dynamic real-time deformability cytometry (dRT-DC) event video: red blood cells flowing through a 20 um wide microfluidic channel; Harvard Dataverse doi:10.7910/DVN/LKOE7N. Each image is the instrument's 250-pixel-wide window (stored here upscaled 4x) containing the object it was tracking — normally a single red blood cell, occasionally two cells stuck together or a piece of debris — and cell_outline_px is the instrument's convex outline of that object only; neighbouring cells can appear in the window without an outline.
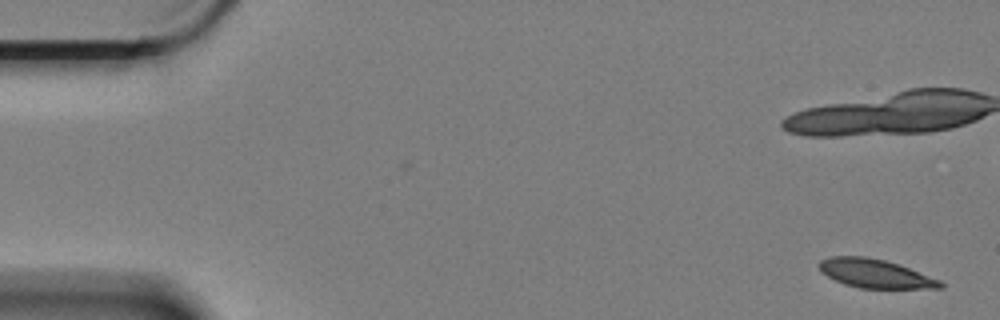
{"species": "Egyptian fruit bat (a non-hibernating species)", "species_latin": "Rousettus aegyptiacus", "temperature_condition": "cold", "stored_images_in_passage": 60, "camera_frame_rate_fps": 3000, "um_per_image_px": 0.085, "animal": {"sex": "female"}, "frame": {"image": 1, "passage_image": 1, "time_ms": 0.0, "image_size_px": [1000, 320], "cell_outline_px": [[944, 288], [860, 288], [844, 284], [820, 272], [816, 264], [820, 260], [828, 256], [868, 256], [900, 264], [940, 280], [944, 284]], "centroid_in_image_um": [74.35, 23.23], "position_along_channel_um": 10.6, "area_um2": 20.46}, "authors_computed_cell_mechanics": {"area_um2": 21.7039, "velocity_mm_per_s": 3.3242, "shape_relaxation_time_tau1_ms": 4.5615, "shape_relaxation_time_tau2_ms": null, "deformation_change_tau1": 0.1301, "deformation_change_tau2": null}}